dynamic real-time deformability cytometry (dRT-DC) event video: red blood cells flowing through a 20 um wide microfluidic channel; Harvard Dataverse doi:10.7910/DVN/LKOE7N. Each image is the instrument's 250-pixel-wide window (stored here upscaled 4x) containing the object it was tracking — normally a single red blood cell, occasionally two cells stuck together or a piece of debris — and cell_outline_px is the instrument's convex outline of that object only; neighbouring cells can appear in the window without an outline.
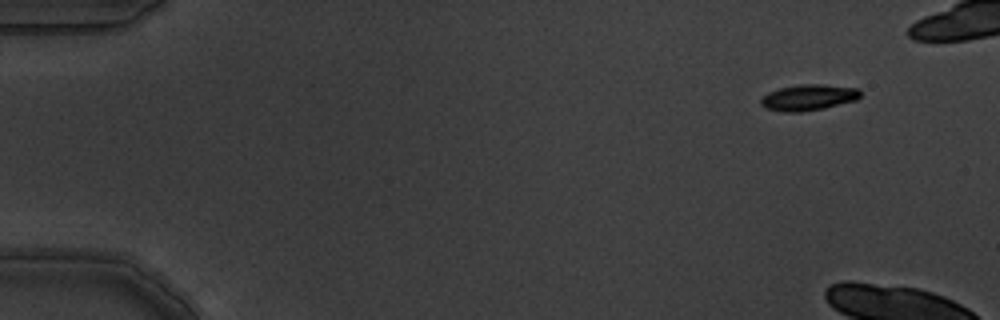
{"species": "common noctule bat (a hibernating species)", "species_latin": "Nyctalus noctula", "temperature_condition": "warm", "stored_images_in_passage": 6, "segment_of_instrument_passage": [2, 2], "camera_frame_rate_fps": 3000, "um_per_image_px": 0.085, "animal": {"sex": "male", "body_mass_g": 19.5, "forearm_length_mm": 54.6}, "frame": {"image": 1, "passage_image": 6, "time_ms": 1.667, "image_size_px": [1000, 320], "cell_outline_px": [[860, 96], [856, 100], [824, 108], [800, 112], [784, 112], [764, 108], [760, 104], [760, 100], [768, 92], [780, 88], [800, 84], [820, 84], [860, 88]], "centroid_in_image_um": [68.71, 8.28], "position_along_channel_um": 16.3, "area_um2": 15.09}}